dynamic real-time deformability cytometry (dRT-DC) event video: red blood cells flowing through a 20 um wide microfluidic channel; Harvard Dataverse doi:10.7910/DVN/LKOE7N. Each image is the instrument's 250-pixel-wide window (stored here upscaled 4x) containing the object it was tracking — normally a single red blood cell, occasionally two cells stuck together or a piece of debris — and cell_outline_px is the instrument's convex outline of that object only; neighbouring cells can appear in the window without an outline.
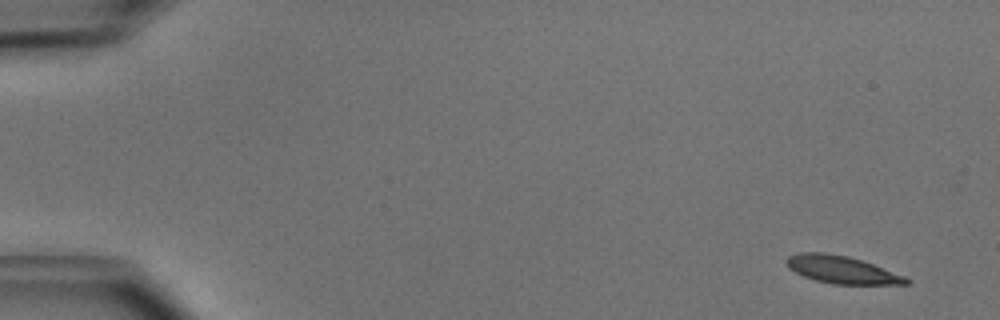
{"species": "common noctule bat (a hibernating species)", "species_latin": "Nyctalus noctula", "temperature_condition": "cold", "stored_images_in_passage": 50, "camera_frame_rate_fps": 3000, "um_per_image_px": 0.085, "animal": {"sex": "male", "body_mass_g": 15.6}, "frame": {"image": 1, "passage_image": 2, "time_ms": 0.333, "image_size_px": [1000, 320], "cell_outline_px": [[912, 280], [908, 284], [832, 284], [816, 280], [804, 276], [788, 268], [784, 264], [784, 260], [788, 256], [800, 252], [824, 252], [848, 256], [872, 264], [904, 276]], "centroid_in_image_um": [71.49, 22.91], "position_along_channel_um": 13.5, "area_um2": 19.13}}
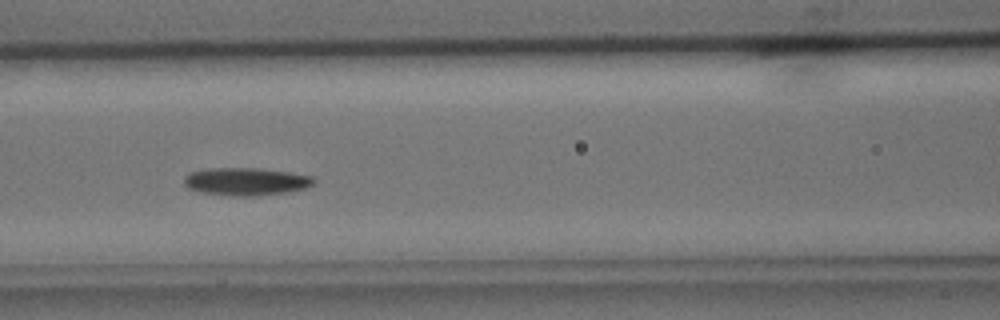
{"frame": {"image": 2, "passage_image": 22, "time_ms": 7.0, "image_size_px": [1000, 320], "cell_outline_px": [[316, 180], [312, 184], [304, 188], [288, 192], [252, 196], [236, 196], [200, 192], [188, 188], [184, 184], [184, 176], [188, 172], [204, 168], [260, 168], [292, 172], [312, 176]], "centroid_in_image_um": [20.88, 15.41], "position_along_channel_um": 145.7, "area_um2": 21.15}}
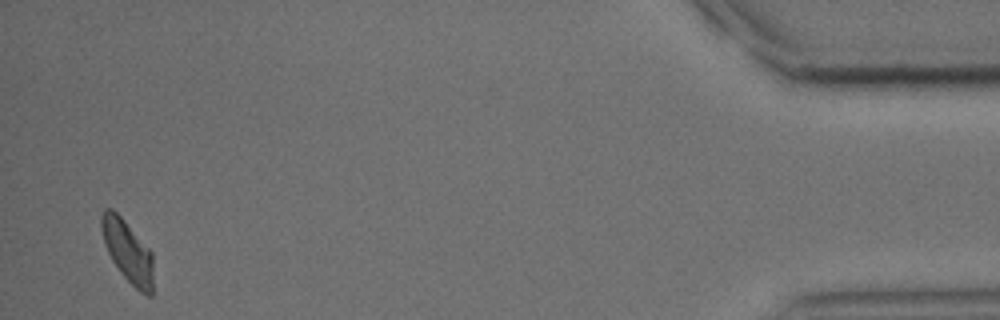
{"frame": {"image": 3, "passage_image": 49, "time_ms": 16.0, "image_size_px": [1000, 320], "cell_outline_px": [[152, 296], [148, 296], [140, 292], [120, 272], [112, 260], [104, 244], [100, 228], [100, 212], [104, 208], [112, 208], [124, 220], [152, 252]], "centroid_in_image_um": [10.81, 21.32], "position_along_channel_um": 424.4, "area_um2": 18.67}, "authors_computed_cell_mechanics": {"area_um2": 19.5364, "velocity_mm_per_s": 3.9402, "shape_relaxation_time_tau1_ms": 3.7998, "shape_relaxation_time_tau2_ms": null, "deformation_change_tau1": 0.1229, "deformation_change_tau2": null}}